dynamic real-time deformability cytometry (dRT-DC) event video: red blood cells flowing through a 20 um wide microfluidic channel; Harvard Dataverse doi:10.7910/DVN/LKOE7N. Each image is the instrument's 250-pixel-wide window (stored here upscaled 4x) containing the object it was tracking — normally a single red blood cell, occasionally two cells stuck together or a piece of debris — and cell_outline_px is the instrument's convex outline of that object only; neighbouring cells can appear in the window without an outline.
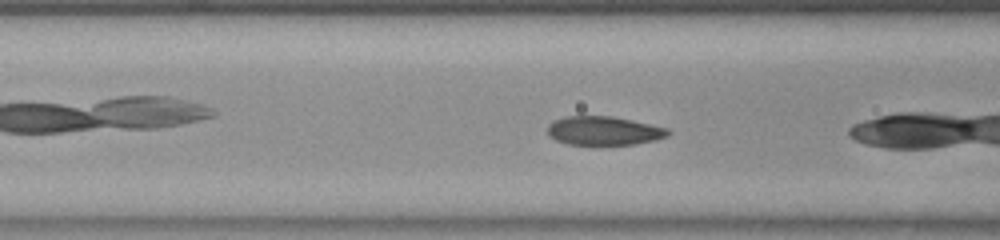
{"species": "common noctule bat (a hibernating species)", "species_latin": "Nyctalus noctula", "temperature_condition": "room temperature", "stored_images_in_passage": 6, "camera_frame_rate_fps": 3000, "um_per_image_px": 0.085, "animal": {"sex": "female", "body_mass_g": 23.0, "forearm_length_mm": 53.4}, "frame": {"image": 1, "passage_image": 4, "time_ms": 1.0, "image_size_px": [1000, 240], "cell_outline_px": [[672, 132], [668, 136], [656, 140], [632, 144], [592, 148], [568, 144], [556, 140], [548, 136], [548, 124], [556, 120], [568, 116], [612, 116], [668, 128]], "centroid_in_image_um": [51.32, 11.17], "position_along_channel_um": 115.3, "area_um2": 20.98}}